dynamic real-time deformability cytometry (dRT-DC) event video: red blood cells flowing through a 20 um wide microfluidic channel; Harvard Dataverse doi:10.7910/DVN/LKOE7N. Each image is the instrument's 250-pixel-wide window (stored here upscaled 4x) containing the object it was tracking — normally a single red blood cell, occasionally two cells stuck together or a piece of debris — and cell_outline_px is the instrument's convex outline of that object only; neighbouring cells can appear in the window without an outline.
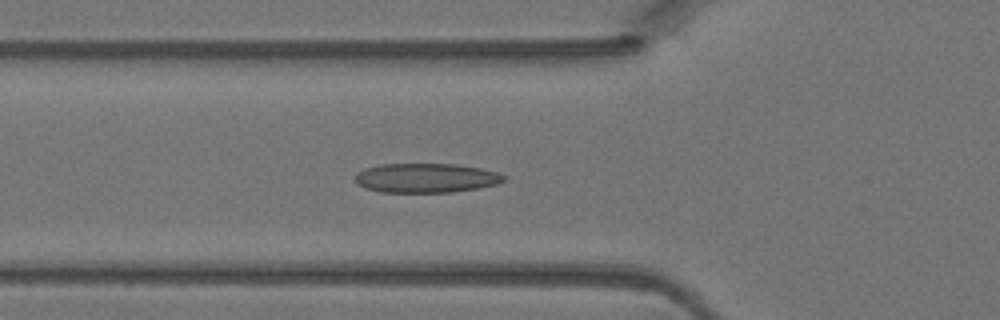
{"species": "Egyptian fruit bat (a non-hibernating species)", "species_latin": "Rousettus aegyptiacus", "temperature_condition": "warm", "stored_images_in_passage": 47, "camera_frame_rate_fps": 3000, "um_per_image_px": 0.085, "animal": {"sex": "female"}, "frame": {"image": 1, "passage_image": 16, "time_ms": 5.0, "image_size_px": [1000, 320], "cell_outline_px": [[508, 176], [504, 180], [496, 184], [480, 188], [452, 192], [380, 192], [364, 188], [356, 184], [356, 172], [364, 168], [380, 164], [456, 164], [480, 168], [500, 172]], "centroid_in_image_um": [36.22, 15.12], "position_along_channel_um": 89.6, "area_um2": 25.72}}
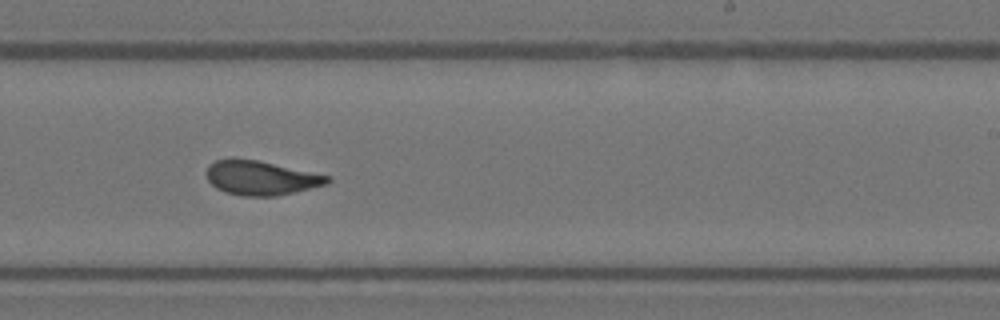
{"frame": {"image": 2, "passage_image": 28, "time_ms": 9.0, "image_size_px": [1000, 320], "cell_outline_px": [[332, 180], [328, 184], [276, 196], [240, 196], [224, 192], [216, 188], [208, 180], [208, 164], [216, 160], [232, 156], [256, 160], [328, 176]], "centroid_in_image_um": [22.12, 15.11], "position_along_channel_um": 266.9, "area_um2": 24.1}}
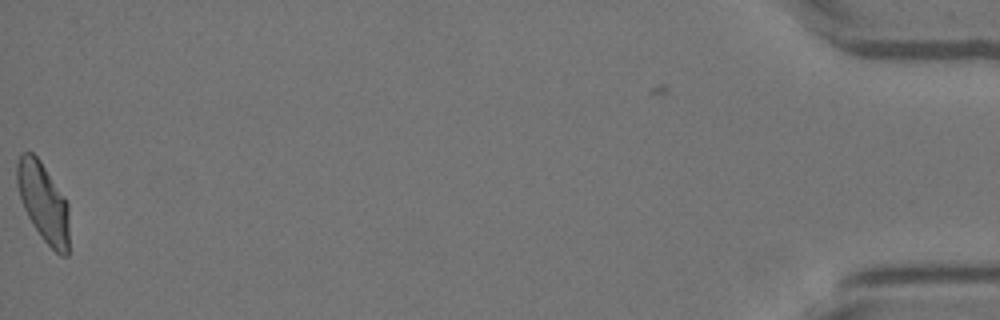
{"frame": {"image": 3, "passage_image": 46, "time_ms": 15.0, "image_size_px": [1000, 320], "cell_outline_px": [[68, 256], [60, 256], [44, 240], [32, 224], [24, 208], [16, 184], [16, 164], [20, 152], [32, 152], [40, 160], [64, 196], [68, 204]], "centroid_in_image_um": [3.67, 17.17], "position_along_channel_um": 431.5, "area_um2": 23.99}}